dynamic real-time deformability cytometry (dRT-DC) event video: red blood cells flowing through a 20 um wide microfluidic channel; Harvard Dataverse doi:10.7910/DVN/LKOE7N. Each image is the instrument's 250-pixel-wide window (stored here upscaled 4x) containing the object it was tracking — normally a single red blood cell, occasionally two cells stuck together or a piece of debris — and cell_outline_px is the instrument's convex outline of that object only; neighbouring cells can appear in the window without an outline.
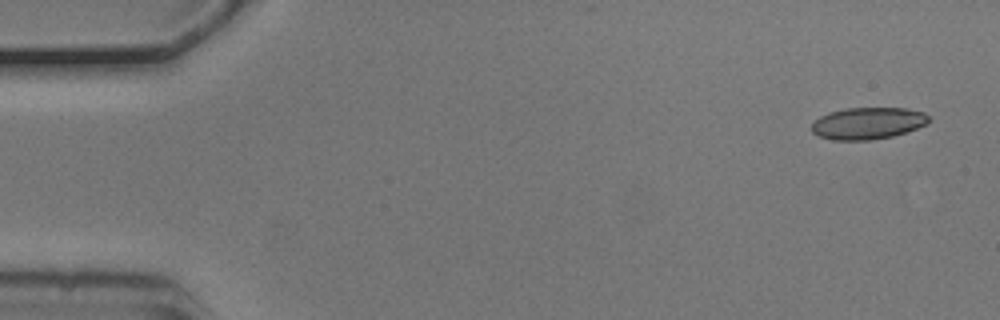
{"species": "common noctule bat (a hibernating species)", "species_latin": "Nyctalus noctula", "temperature_condition": "cold", "stored_images_in_passage": 21, "camera_frame_rate_fps": 3000, "um_per_image_px": 0.085, "animal": {"sex": "male", "body_mass_g": 20.5, "forearm_length_mm": 52.5}, "frame": {"image": 1, "passage_image": 1, "time_ms": 0.0, "image_size_px": [1000, 320], "cell_outline_px": [[928, 124], [892, 136], [872, 140], [832, 140], [820, 136], [812, 132], [812, 124], [820, 116], [828, 112], [844, 108], [908, 108], [924, 112], [928, 116]], "centroid_in_image_um": [73.76, 10.47], "position_along_channel_um": 11.2, "area_um2": 21.73}}
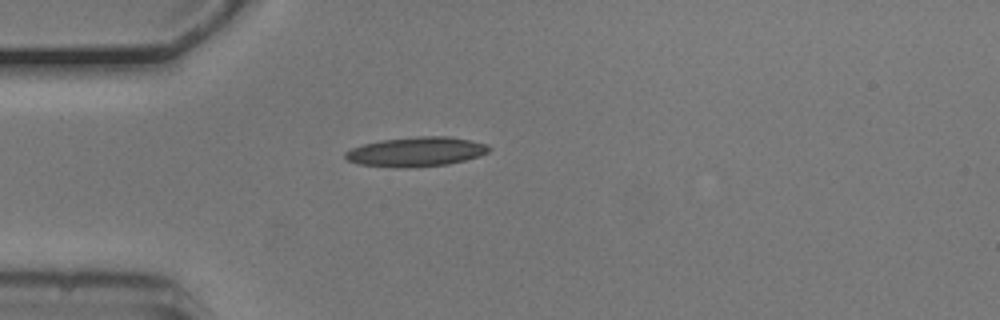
{"frame": {"image": 2, "passage_image": 13, "time_ms": 4.0, "image_size_px": [1000, 320], "cell_outline_px": [[492, 148], [488, 152], [480, 156], [448, 164], [416, 168], [396, 168], [356, 164], [348, 160], [344, 156], [344, 152], [352, 148], [364, 144], [380, 140], [416, 136], [448, 136], [488, 144]], "centroid_in_image_um": [35.36, 12.91], "position_along_channel_um": 49.6, "area_um2": 25.03}}
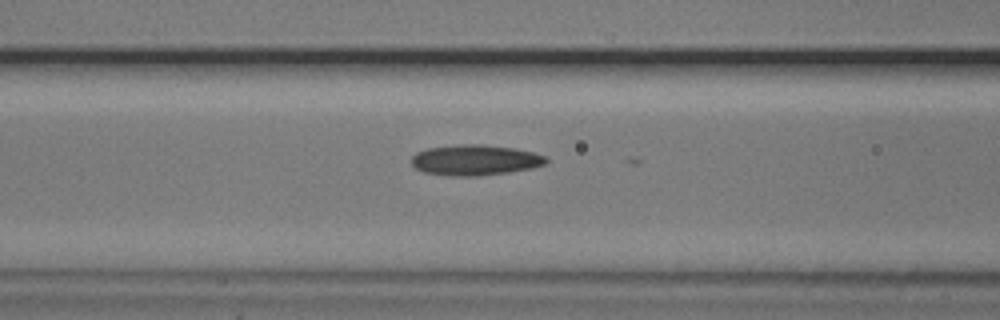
{"frame": {"image": 3, "passage_image": 20, "time_ms": 6.333, "image_size_px": [1000, 320], "cell_outline_px": [[548, 160], [544, 164], [532, 168], [508, 172], [480, 176], [448, 176], [424, 172], [416, 168], [412, 164], [412, 156], [416, 152], [428, 148], [460, 144], [484, 144], [516, 148], [548, 156]], "centroid_in_image_um": [40.39, 13.6], "position_along_channel_um": 126.2, "area_um2": 24.16}}